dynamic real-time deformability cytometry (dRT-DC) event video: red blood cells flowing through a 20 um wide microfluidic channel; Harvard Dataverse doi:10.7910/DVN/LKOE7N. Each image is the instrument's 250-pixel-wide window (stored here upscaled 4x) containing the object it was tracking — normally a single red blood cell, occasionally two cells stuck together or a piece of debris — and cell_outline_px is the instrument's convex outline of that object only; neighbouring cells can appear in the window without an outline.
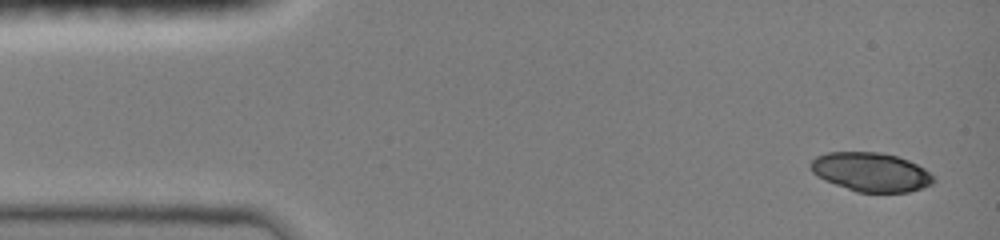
{"species": "common noctule bat (a hibernating species)", "species_latin": "Nyctalus noctula", "temperature_condition": "room temperature", "stored_images_in_passage": 15, "camera_frame_rate_fps": 3000, "um_per_image_px": 0.085, "animal": {"sex": "female", "body_mass_g": 19.0, "forearm_length_mm": 51.5}, "frame": {"image": 1, "passage_image": 1, "time_ms": 0.0, "image_size_px": [1000, 240], "cell_outline_px": [[936, 180], [932, 184], [908, 192], [856, 192], [824, 180], [816, 176], [812, 172], [808, 164], [816, 156], [828, 152], [880, 152], [896, 156], [908, 160], [924, 168]], "centroid_in_image_um": [73.99, 14.62], "position_along_channel_um": 11.0, "area_um2": 27.92}}
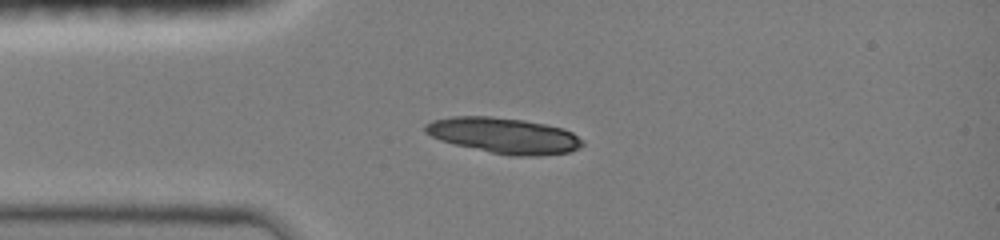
{"frame": {"image": 2, "passage_image": 4, "time_ms": 3.0, "image_size_px": [1000, 240], "cell_outline_px": [[584, 144], [580, 148], [568, 152], [540, 156], [512, 156], [492, 152], [456, 144], [440, 140], [424, 132], [424, 124], [432, 120], [452, 116], [492, 116], [524, 120], [564, 128], [572, 132], [584, 140]], "centroid_in_image_um": [42.86, 11.51], "position_along_channel_um": 42.1, "area_um2": 32.77}}